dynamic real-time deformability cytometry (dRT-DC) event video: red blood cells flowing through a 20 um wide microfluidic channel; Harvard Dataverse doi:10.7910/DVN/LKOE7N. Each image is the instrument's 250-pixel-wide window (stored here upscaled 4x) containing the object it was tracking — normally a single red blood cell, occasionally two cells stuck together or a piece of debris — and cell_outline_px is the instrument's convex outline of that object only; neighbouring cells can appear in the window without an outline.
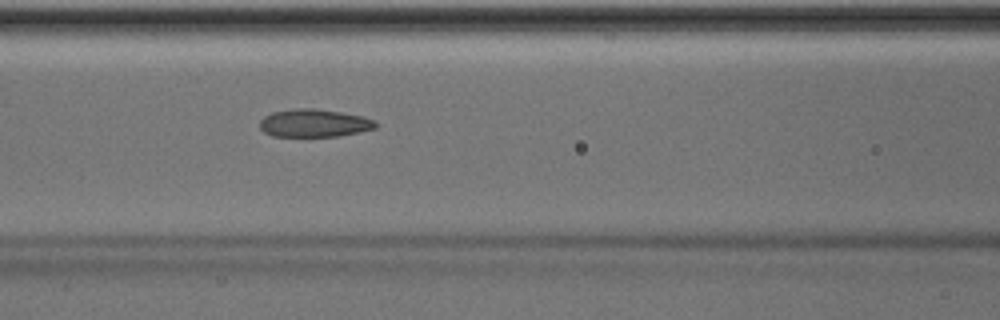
{"species": "Egyptian fruit bat (a non-hibernating species)", "species_latin": "Rousettus aegyptiacus", "temperature_condition": "room temperature", "stored_images_in_passage": 35, "camera_frame_rate_fps": 3000, "um_per_image_px": 0.085, "animal": {"sex": "male"}, "frame": {"image": 1, "passage_image": 6, "time_ms": 1.667, "image_size_px": [1000, 320], "cell_outline_px": [[376, 128], [360, 132], [336, 136], [272, 136], [264, 132], [260, 128], [260, 120], [264, 116], [272, 112], [296, 108], [312, 108], [340, 112], [360, 116], [376, 120]], "centroid_in_image_um": [26.68, 10.46], "position_along_channel_um": 139.9, "area_um2": 18.73}}
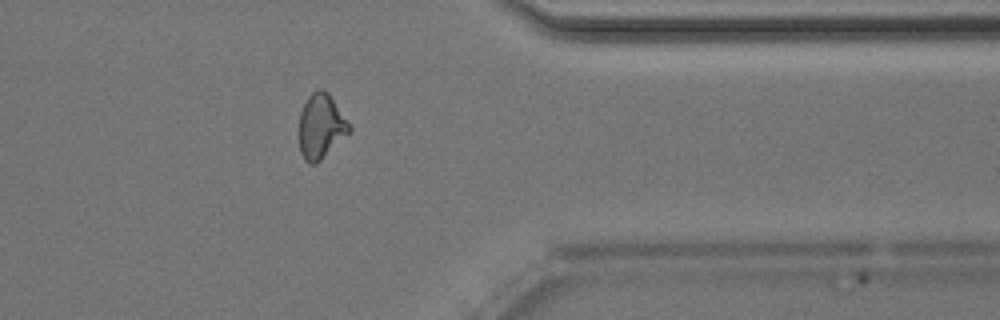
{"frame": {"image": 2, "passage_image": 25, "time_ms": 8.0, "image_size_px": [1000, 320], "cell_outline_px": [[352, 132], [316, 164], [308, 164], [304, 160], [300, 152], [300, 112], [308, 96], [316, 88], [324, 88], [328, 92], [348, 120], [352, 128]], "centroid_in_image_um": [27.31, 10.73], "position_along_channel_um": 384.1, "area_um2": 19.25}, "authors_computed_cell_mechanics": {"area_um2": 18.8428, "velocity_mm_per_s": 4.047, "shape_relaxation_time_tau1_ms": 7.1403, "shape_relaxation_time_tau2_ms": 2.2139, "deformation_change_tau1": 0.1598, "deformation_change_tau2": 0.0852}}